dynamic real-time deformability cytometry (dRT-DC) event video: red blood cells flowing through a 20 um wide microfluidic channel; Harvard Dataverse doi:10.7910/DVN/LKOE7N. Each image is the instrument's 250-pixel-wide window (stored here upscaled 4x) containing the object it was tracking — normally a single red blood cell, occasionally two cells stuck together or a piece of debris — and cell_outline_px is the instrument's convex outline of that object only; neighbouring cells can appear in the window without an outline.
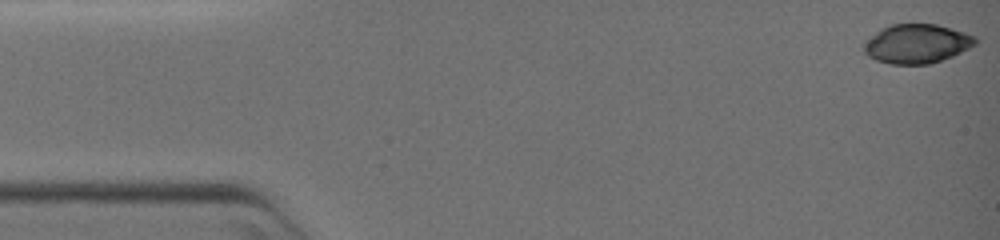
{"species": "common noctule bat (a hibernating species)", "species_latin": "Nyctalus noctula", "temperature_condition": "warm", "stored_images_in_passage": 55, "camera_frame_rate_fps": 3000, "um_per_image_px": 0.085, "animal": {"sex": "female", "body_mass_g": 19.0, "forearm_length_mm": 51.5}, "frame": {"image": 1, "passage_image": 1, "time_ms": 0.0, "image_size_px": [1000, 240], "cell_outline_px": [[976, 44], [952, 56], [928, 64], [888, 64], [876, 60], [868, 56], [864, 52], [860, 44], [876, 32], [892, 24], [936, 24], [964, 32], [976, 36]], "centroid_in_image_um": [77.88, 3.72], "position_along_channel_um": 7.1, "area_um2": 25.37}}
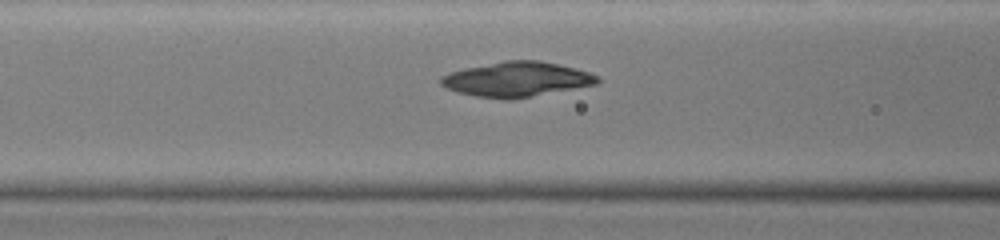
{"frame": {"image": 2, "passage_image": 24, "time_ms": 7.667, "image_size_px": [1000, 240], "cell_outline_px": [[600, 84], [512, 100], [504, 100], [476, 96], [456, 92], [440, 84], [440, 76], [464, 68], [504, 60], [536, 60], [556, 64], [588, 72], [596, 76], [600, 80]], "centroid_in_image_um": [43.91, 6.76], "position_along_channel_um": 122.7, "area_um2": 31.79}}
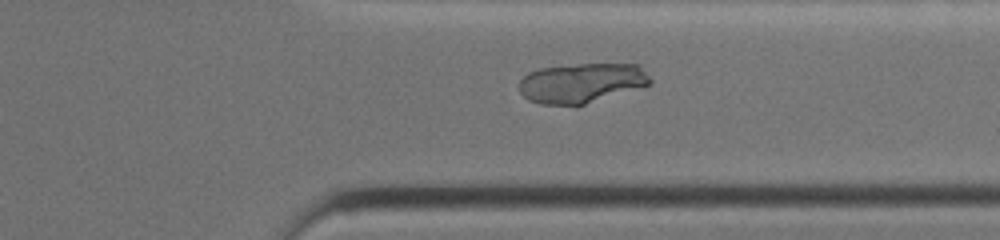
{"frame": {"image": 3, "passage_image": 47, "time_ms": 15.333, "image_size_px": [1000, 240], "cell_outline_px": [[652, 84], [584, 104], [540, 104], [528, 100], [520, 92], [520, 80], [528, 72], [540, 68], [580, 64], [636, 64], [652, 80]], "centroid_in_image_um": [49.41, 7.05], "position_along_channel_um": 362.0, "area_um2": 29.88}}